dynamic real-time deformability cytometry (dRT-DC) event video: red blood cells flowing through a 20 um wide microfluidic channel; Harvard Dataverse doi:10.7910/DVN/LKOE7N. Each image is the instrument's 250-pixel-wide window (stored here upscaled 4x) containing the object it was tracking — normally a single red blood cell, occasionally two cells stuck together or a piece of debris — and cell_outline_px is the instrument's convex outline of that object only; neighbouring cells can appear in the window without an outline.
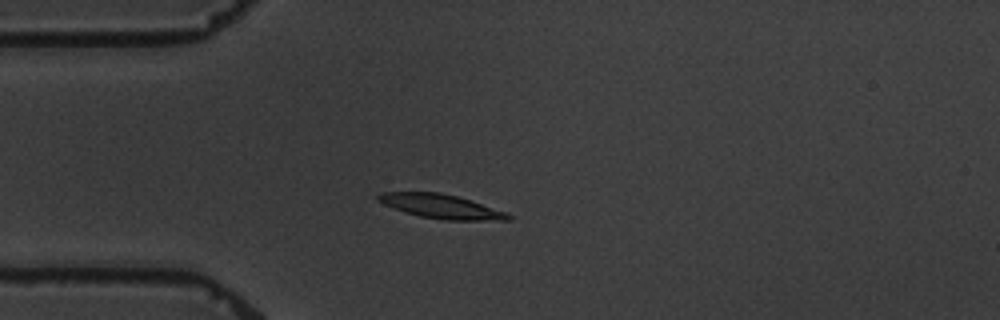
{"species": "common noctule bat (a hibernating species)", "species_latin": "Nyctalus noctula", "temperature_condition": "warm", "stored_images_in_passage": 7, "camera_frame_rate_fps": 3000, "um_per_image_px": 0.085, "animal": {"sex": "male", "body_mass_g": 19.5, "forearm_length_mm": 54.6}, "frame": {"image": 1, "passage_image": 4, "time_ms": 3.333, "image_size_px": [1000, 320], "cell_outline_px": [[512, 220], [444, 220], [420, 216], [404, 212], [384, 204], [376, 200], [376, 196], [380, 192], [440, 192], [456, 196], [508, 212], [512, 216]], "centroid_in_image_um": [37.49, 17.54], "position_along_channel_um": 47.5, "area_um2": 18.26}}
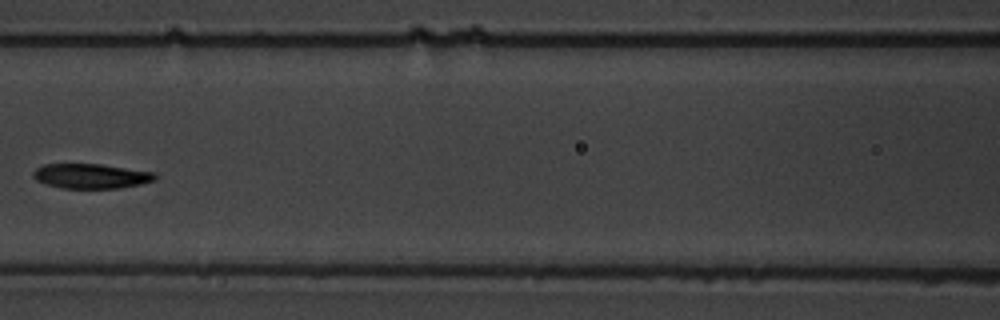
{"frame": {"image": 2, "passage_image": 7, "time_ms": 7.0, "image_size_px": [1000, 320], "cell_outline_px": [[156, 180], [140, 184], [116, 188], [60, 188], [36, 180], [32, 176], [32, 172], [36, 168], [44, 164], [100, 164], [152, 172], [156, 176]], "centroid_in_image_um": [7.69, 14.96], "position_along_channel_um": 158.9, "area_um2": 17.4}}